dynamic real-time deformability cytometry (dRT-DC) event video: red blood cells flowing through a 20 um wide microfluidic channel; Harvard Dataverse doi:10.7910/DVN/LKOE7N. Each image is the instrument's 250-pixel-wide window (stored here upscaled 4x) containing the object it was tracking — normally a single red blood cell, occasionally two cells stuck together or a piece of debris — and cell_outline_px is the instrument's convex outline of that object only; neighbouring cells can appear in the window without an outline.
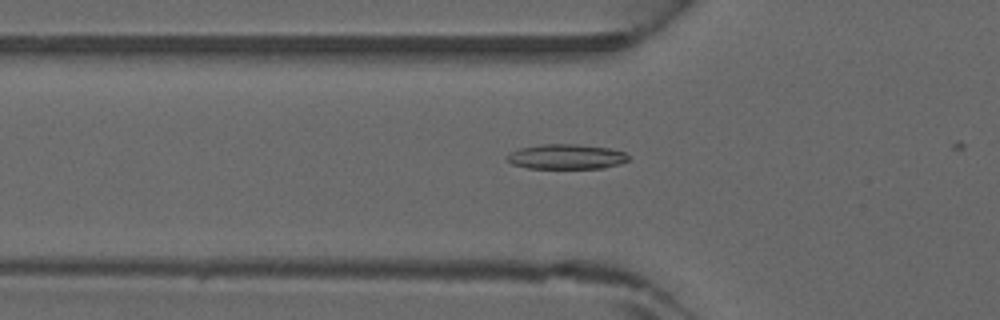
{"species": "common noctule bat (a hibernating species)", "species_latin": "Nyctalus noctula", "temperature_condition": "warm", "stored_images_in_passage": 11, "camera_frame_rate_fps": 3000, "um_per_image_px": 0.085, "animal": {"sex": "male", "forearm_length_mm": 52.5}, "frame": {"image": 1, "passage_image": 10, "time_ms": 3.0, "image_size_px": [1000, 320], "cell_outline_px": [[628, 160], [620, 164], [604, 168], [528, 168], [512, 164], [504, 160], [512, 152], [520, 148], [540, 144], [576, 144], [608, 148], [624, 152], [628, 156]], "centroid_in_image_um": [48.12, 13.32], "position_along_channel_um": 77.7, "area_um2": 17.57}}